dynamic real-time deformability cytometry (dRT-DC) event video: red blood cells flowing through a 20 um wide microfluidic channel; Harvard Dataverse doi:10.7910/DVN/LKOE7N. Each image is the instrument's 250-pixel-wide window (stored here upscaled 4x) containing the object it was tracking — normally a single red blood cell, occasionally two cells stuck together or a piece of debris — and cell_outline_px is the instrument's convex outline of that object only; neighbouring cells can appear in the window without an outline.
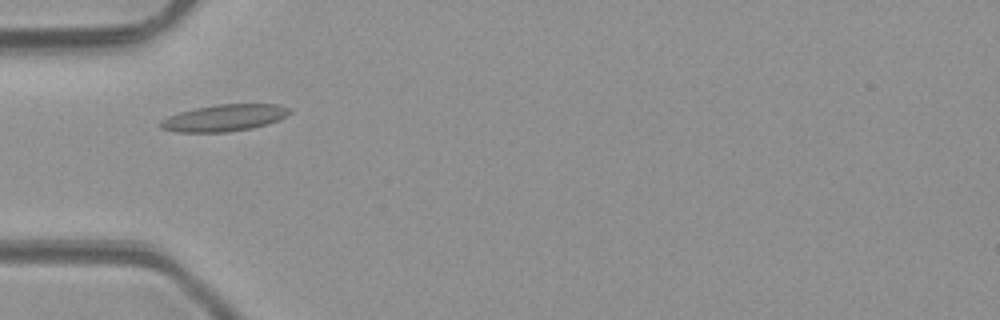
{"species": "common noctule bat (a hibernating species)", "species_latin": "Nyctalus noctula", "temperature_condition": "room temperature", "stored_images_in_passage": 4, "camera_frame_rate_fps": 3000, "um_per_image_px": 0.085, "animal": {"sex": "male", "body_mass_g": 23.1, "forearm_length_mm": 52.7}, "frame": {"image": 1, "passage_image": 3, "time_ms": 3.333, "image_size_px": [1000, 320], "cell_outline_px": [[292, 112], [288, 116], [268, 124], [252, 128], [228, 132], [176, 132], [160, 128], [160, 120], [168, 116], [180, 112], [196, 108], [216, 104], [280, 104], [288, 108]], "centroid_in_image_um": [19.08, 10.02], "position_along_channel_um": 65.9, "area_um2": 20.23}}
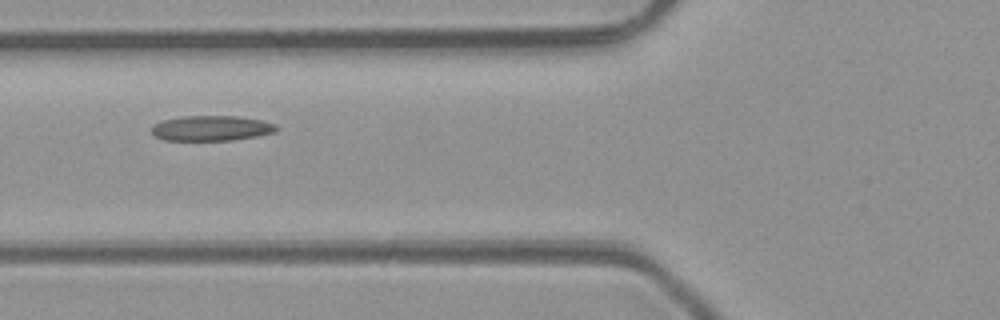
{"frame": {"image": 2, "passage_image": 4, "time_ms": 4.333, "image_size_px": [1000, 320], "cell_outline_px": [[280, 128], [276, 132], [256, 136], [232, 140], [164, 140], [152, 136], [152, 128], [156, 124], [164, 120], [184, 116], [236, 116], [260, 120], [276, 124]], "centroid_in_image_um": [17.99, 10.9], "position_along_channel_um": 107.8, "area_um2": 18.26}}